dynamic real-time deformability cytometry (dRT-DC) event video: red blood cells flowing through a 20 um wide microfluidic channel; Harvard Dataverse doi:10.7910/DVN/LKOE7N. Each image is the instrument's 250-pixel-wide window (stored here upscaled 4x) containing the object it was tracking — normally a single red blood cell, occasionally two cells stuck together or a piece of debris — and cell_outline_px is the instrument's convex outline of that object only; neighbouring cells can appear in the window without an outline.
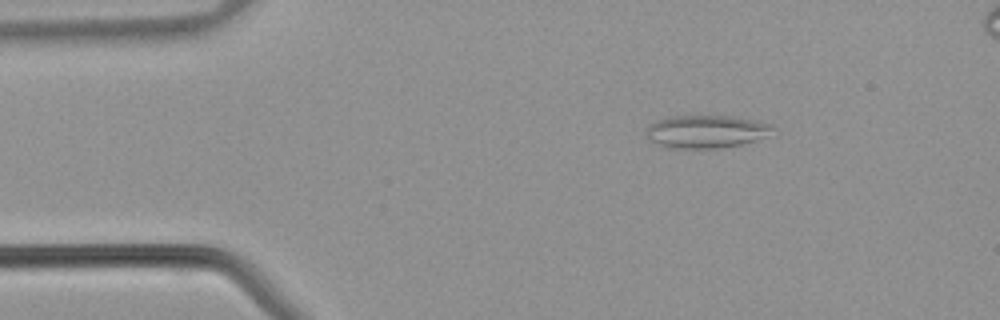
{"species": "common noctule bat (a hibernating species)", "species_latin": "Nyctalus noctula", "temperature_condition": "warm", "stored_images_in_passage": 40, "camera_frame_rate_fps": 3000, "um_per_image_px": 0.085, "animal": {"sex": "male", "body_mass_g": 21.5, "forearm_length_mm": 52.0}, "frame": {"image": 1, "passage_image": 6, "time_ms": 1.667, "image_size_px": [1000, 320], "cell_outline_px": [[776, 136], [740, 144], [720, 148], [668, 148], [648, 140], [644, 132], [652, 124], [668, 116], [732, 116], [756, 120], [772, 124]], "centroid_in_image_um": [60.11, 11.19], "position_along_channel_um": 24.9, "area_um2": 24.62}}
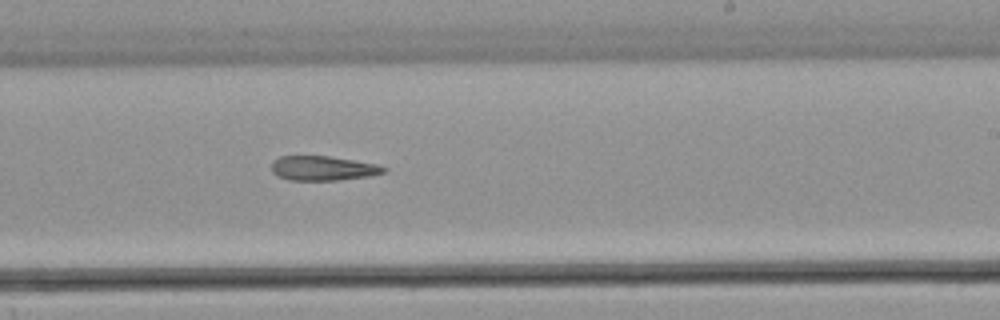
{"frame": {"image": 2, "passage_image": 24, "time_ms": 7.667, "image_size_px": [1000, 320], "cell_outline_px": [[388, 168], [384, 172], [372, 176], [336, 180], [288, 180], [276, 176], [272, 172], [272, 160], [280, 156], [328, 156], [376, 164]], "centroid_in_image_um": [27.42, 14.3], "position_along_channel_um": 261.6, "area_um2": 16.07}}
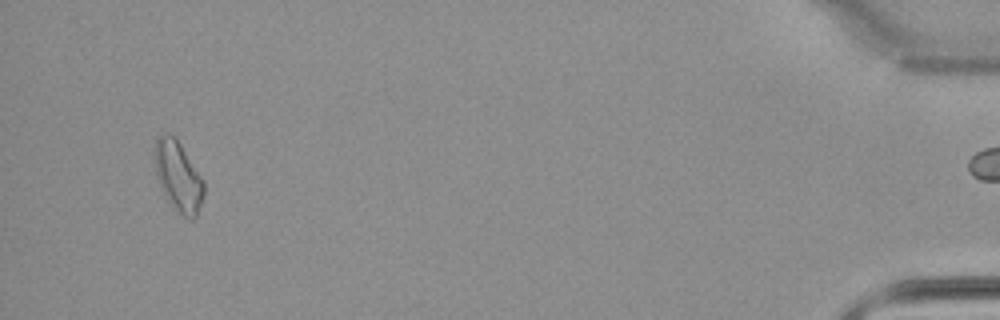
{"frame": {"image": 3, "passage_image": 39, "time_ms": 12.667, "image_size_px": [1000, 320], "cell_outline_px": [[204, 196], [196, 216], [192, 220], [188, 220], [176, 208], [160, 188], [156, 176], [156, 136], [164, 132], [168, 132], [180, 144], [204, 180]], "centroid_in_image_um": [15.17, 14.98], "position_along_channel_um": 420.0, "area_um2": 19.65}}